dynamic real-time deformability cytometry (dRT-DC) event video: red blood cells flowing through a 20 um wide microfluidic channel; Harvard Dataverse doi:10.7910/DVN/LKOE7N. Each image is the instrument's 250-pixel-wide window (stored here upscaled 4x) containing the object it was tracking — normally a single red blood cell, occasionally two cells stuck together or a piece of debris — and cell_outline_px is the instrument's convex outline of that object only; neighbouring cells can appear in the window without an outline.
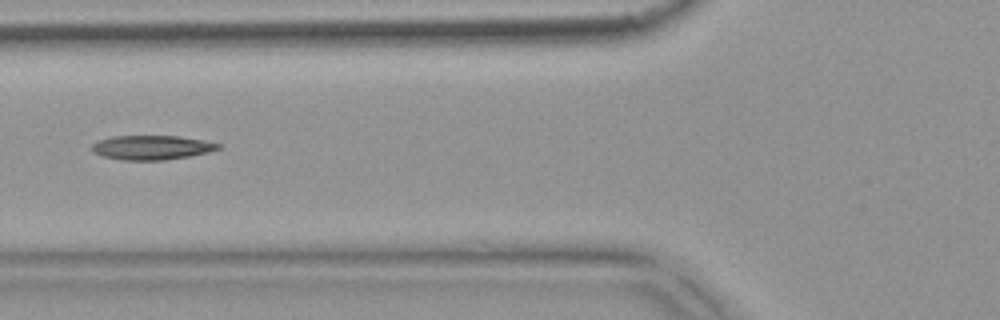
{"species": "common noctule bat (a hibernating species)", "species_latin": "Nyctalus noctula", "temperature_condition": "warm", "stored_images_in_passage": 8, "camera_frame_rate_fps": 3000, "um_per_image_px": 0.085, "animal": {"sex": "female", "body_mass_g": 18.4}, "frame": {"image": 1, "passage_image": 5, "time_ms": 1.333, "image_size_px": [1000, 320], "cell_outline_px": [[220, 148], [208, 152], [188, 156], [164, 160], [124, 160], [104, 156], [92, 152], [88, 148], [92, 144], [100, 140], [112, 136], [176, 136], [204, 140], [220, 144]], "centroid_in_image_um": [12.85, 12.53], "position_along_channel_um": 112.9, "area_um2": 17.8}}
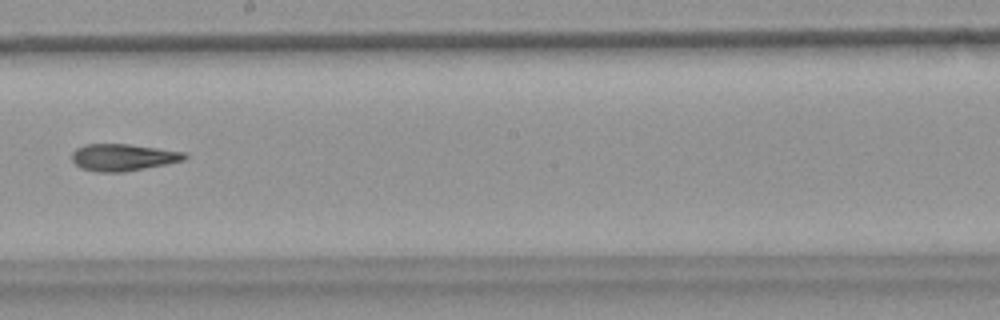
{"frame": {"image": 2, "passage_image": 8, "time_ms": 2.333, "image_size_px": [1000, 320], "cell_outline_px": [[188, 156], [184, 160], [168, 164], [124, 172], [96, 172], [80, 168], [72, 160], [72, 152], [76, 148], [84, 144], [128, 144], [184, 152]], "centroid_in_image_um": [10.44, 13.38], "position_along_channel_um": 237.8, "area_um2": 17.74}}